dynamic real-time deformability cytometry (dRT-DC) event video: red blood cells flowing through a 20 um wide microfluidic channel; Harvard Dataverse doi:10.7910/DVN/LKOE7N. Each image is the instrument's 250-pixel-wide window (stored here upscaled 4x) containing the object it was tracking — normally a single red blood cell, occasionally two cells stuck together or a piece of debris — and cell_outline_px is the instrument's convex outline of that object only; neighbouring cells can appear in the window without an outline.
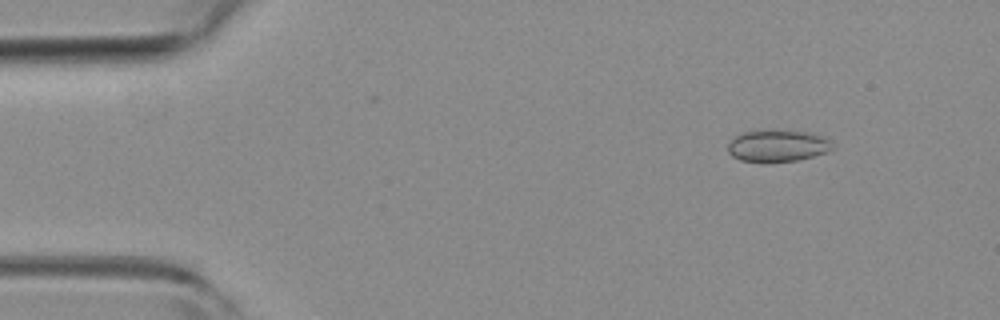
{"species": "common noctule bat (a hibernating species)", "species_latin": "Nyctalus noctula", "temperature_condition": "room temperature", "stored_images_in_passage": 5, "camera_frame_rate_fps": 3000, "um_per_image_px": 0.085, "animal": {"sex": "female", "body_mass_g": 19.3, "forearm_length_mm": 54.1}, "frame": {"image": 1, "passage_image": 1, "time_ms": 0.0, "image_size_px": [1000, 320], "cell_outline_px": [[832, 148], [828, 152], [796, 160], [740, 160], [732, 156], [728, 152], [728, 144], [736, 136], [744, 132], [804, 132], [824, 136], [828, 140]], "centroid_in_image_um": [66.09, 12.4], "position_along_channel_um": 18.9, "area_um2": 18.15}}
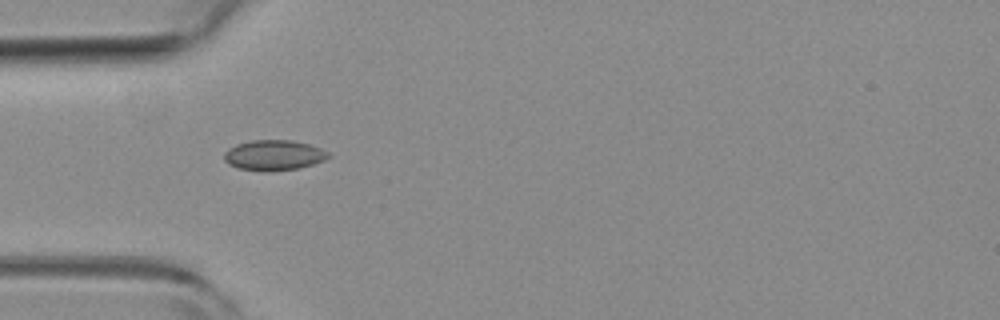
{"frame": {"image": 2, "passage_image": 4, "time_ms": 1.0, "image_size_px": [1000, 320], "cell_outline_px": [[332, 156], [324, 160], [300, 168], [268, 172], [264, 172], [236, 168], [228, 164], [224, 160], [224, 152], [228, 148], [236, 144], [252, 140], [292, 140], [308, 144], [320, 148], [328, 152]], "centroid_in_image_um": [23.25, 13.2], "position_along_channel_um": 61.8, "area_um2": 18.67}}
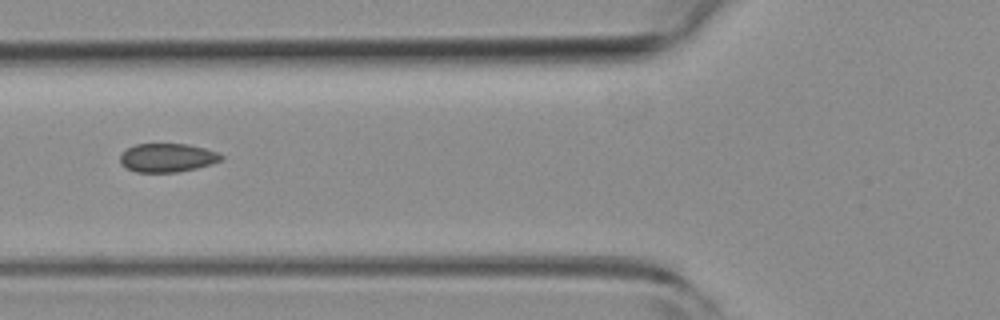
{"frame": {"image": 3, "passage_image": 5, "time_ms": 1.333, "image_size_px": [1000, 320], "cell_outline_px": [[224, 156], [220, 160], [212, 164], [180, 172], [136, 172], [120, 164], [120, 156], [128, 148], [136, 144], [188, 144], [204, 148], [216, 152]], "centroid_in_image_um": [14.22, 13.41], "position_along_channel_um": 111.6, "area_um2": 16.76}}